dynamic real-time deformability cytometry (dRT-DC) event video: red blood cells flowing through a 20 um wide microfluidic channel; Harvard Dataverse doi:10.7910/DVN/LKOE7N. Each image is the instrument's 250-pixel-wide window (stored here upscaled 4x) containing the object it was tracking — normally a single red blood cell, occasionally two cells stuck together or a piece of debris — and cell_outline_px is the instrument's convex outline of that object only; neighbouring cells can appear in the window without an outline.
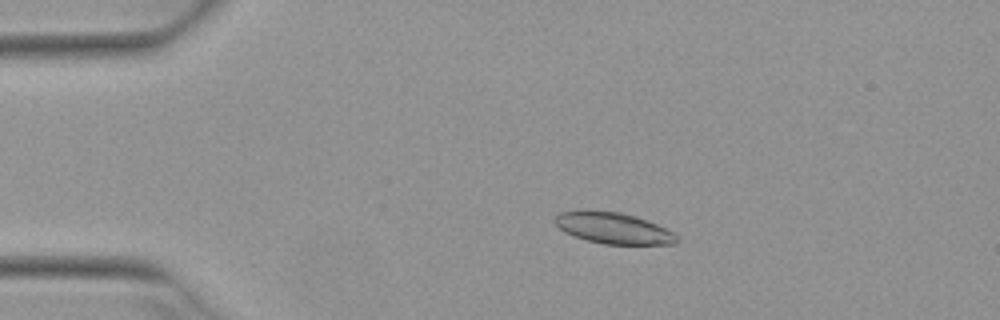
{"species": "Egyptian fruit bat (a non-hibernating species)", "species_latin": "Rousettus aegyptiacus", "temperature_condition": "warm", "stored_images_in_passage": 51, "camera_frame_rate_fps": 3000, "um_per_image_px": 0.085, "animal": {"sex": "female"}, "frame": {"image": 1, "passage_image": 9, "time_ms": 2.667, "image_size_px": [1000, 320], "cell_outline_px": [[680, 240], [676, 244], [604, 244], [588, 240], [564, 232], [556, 224], [556, 216], [560, 212], [620, 212], [636, 216], [656, 224], [672, 232]], "centroid_in_image_um": [52.2, 19.42], "position_along_channel_um": 32.8, "area_um2": 21.39}}
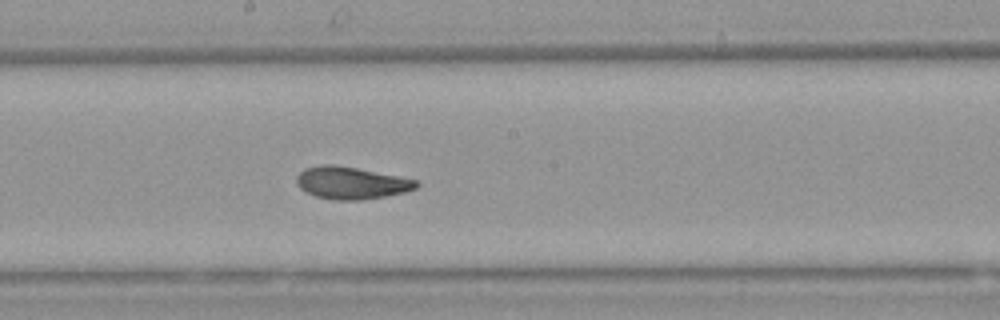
{"frame": {"image": 2, "passage_image": 27, "time_ms": 8.667, "image_size_px": [1000, 320], "cell_outline_px": [[420, 184], [416, 188], [404, 192], [384, 196], [360, 200], [332, 200], [316, 196], [300, 188], [296, 184], [296, 176], [304, 168], [324, 164], [332, 164], [356, 168], [416, 180]], "centroid_in_image_um": [29.81, 15.55], "position_along_channel_um": 218.4, "area_um2": 22.25}}
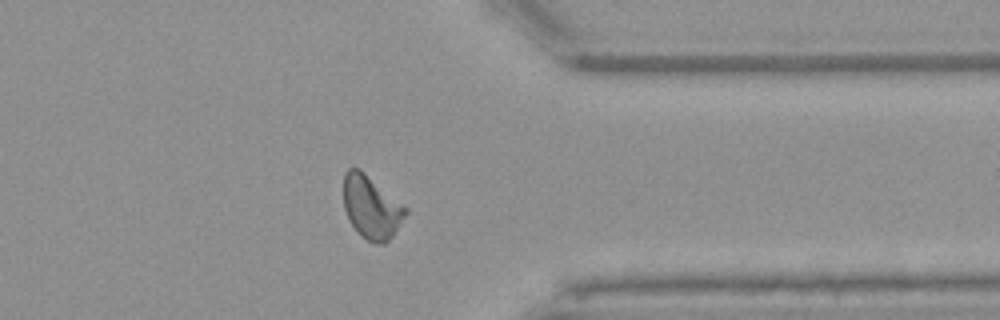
{"frame": {"image": 3, "passage_image": 40, "time_ms": 13.0, "image_size_px": [1000, 320], "cell_outline_px": [[408, 212], [392, 236], [384, 244], [376, 244], [360, 236], [356, 232], [348, 220], [344, 208], [344, 172], [348, 168], [360, 168], [408, 208]], "centroid_in_image_um": [31.55, 17.61], "position_along_channel_um": 379.8, "area_um2": 22.95}, "authors_computed_cell_mechanics": {"area_um2": 22.6576, "velocity_mm_per_s": 3.9155, "shape_relaxation_time_tau1_ms": 5.8326, "shape_relaxation_time_tau2_ms": 2.3187, "deformation_change_tau1": 0.1791, "deformation_change_tau2": 0.0623}}